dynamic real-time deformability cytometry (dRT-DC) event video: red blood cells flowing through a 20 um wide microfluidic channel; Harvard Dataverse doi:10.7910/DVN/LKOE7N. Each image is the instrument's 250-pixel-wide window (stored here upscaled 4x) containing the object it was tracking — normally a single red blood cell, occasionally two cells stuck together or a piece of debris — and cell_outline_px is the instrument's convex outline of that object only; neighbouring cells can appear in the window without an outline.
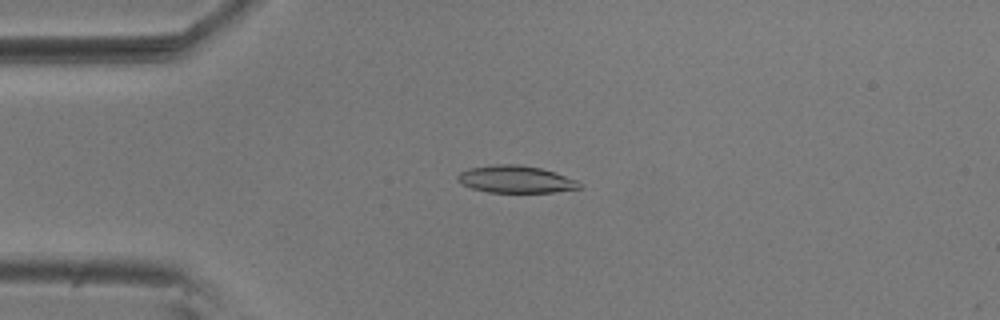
{"species": "common noctule bat (a hibernating species)", "species_latin": "Nyctalus noctula", "temperature_condition": "room temperature", "stored_images_in_passage": 55, "camera_frame_rate_fps": 3000, "um_per_image_px": 0.085, "animal": {"sex": "male", "body_mass_g": 20.5, "forearm_length_mm": 52.5}, "frame": {"image": 1, "passage_image": 13, "time_ms": 4.0, "image_size_px": [1000, 320], "cell_outline_px": [[580, 188], [552, 192], [488, 192], [472, 188], [460, 184], [456, 180], [456, 176], [460, 172], [468, 168], [496, 164], [520, 164], [540, 168], [556, 172], [576, 180], [580, 184]], "centroid_in_image_um": [43.78, 15.23], "position_along_channel_um": 41.2, "area_um2": 19.36}}
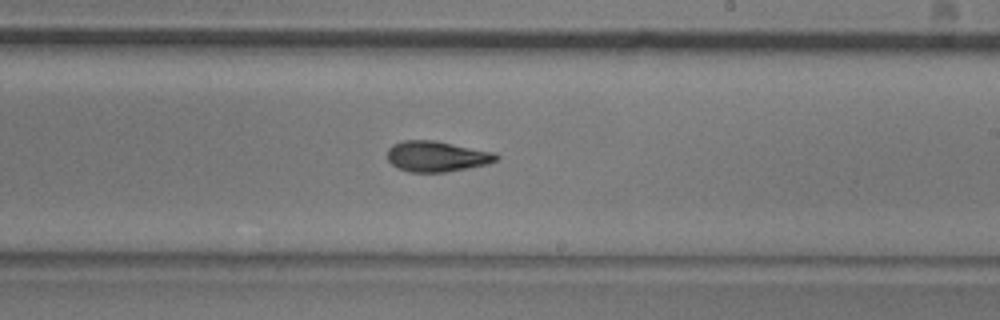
{"frame": {"image": 2, "passage_image": 32, "time_ms": 10.333, "image_size_px": [1000, 320], "cell_outline_px": [[500, 156], [496, 160], [488, 164], [444, 172], [412, 172], [396, 168], [388, 160], [388, 148], [392, 144], [404, 140], [436, 140], [496, 152]], "centroid_in_image_um": [37.13, 13.28], "position_along_channel_um": 251.9, "area_um2": 19.59}}
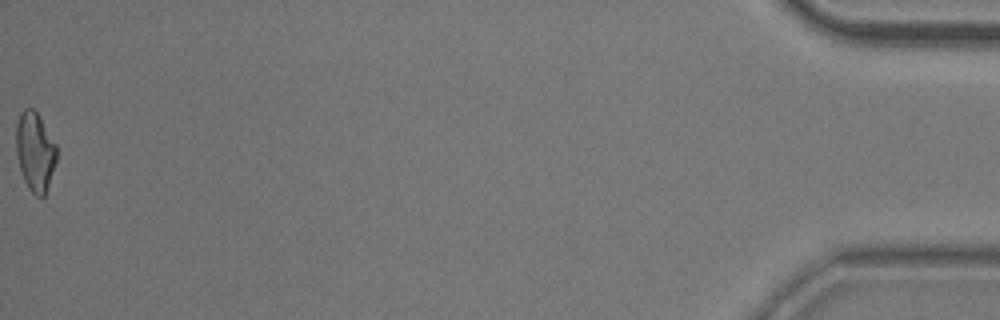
{"frame": {"image": 3, "passage_image": 55, "time_ms": 18.0, "image_size_px": [1000, 320], "cell_outline_px": [[56, 160], [44, 196], [36, 196], [28, 188], [24, 180], [16, 156], [16, 124], [20, 112], [24, 108], [32, 108], [40, 116], [56, 144]], "centroid_in_image_um": [2.96, 12.84], "position_along_channel_um": 432.2, "area_um2": 18.55}, "authors_computed_cell_mechanics": {"area_um2": 19.3052, "velocity_mm_per_s": 3.6826, "shape_relaxation_time_tau1_ms": 7.6441, "shape_relaxation_time_tau2_ms": 2.7179, "deformation_change_tau1": 0.1943, "deformation_change_tau2": 0.092}}